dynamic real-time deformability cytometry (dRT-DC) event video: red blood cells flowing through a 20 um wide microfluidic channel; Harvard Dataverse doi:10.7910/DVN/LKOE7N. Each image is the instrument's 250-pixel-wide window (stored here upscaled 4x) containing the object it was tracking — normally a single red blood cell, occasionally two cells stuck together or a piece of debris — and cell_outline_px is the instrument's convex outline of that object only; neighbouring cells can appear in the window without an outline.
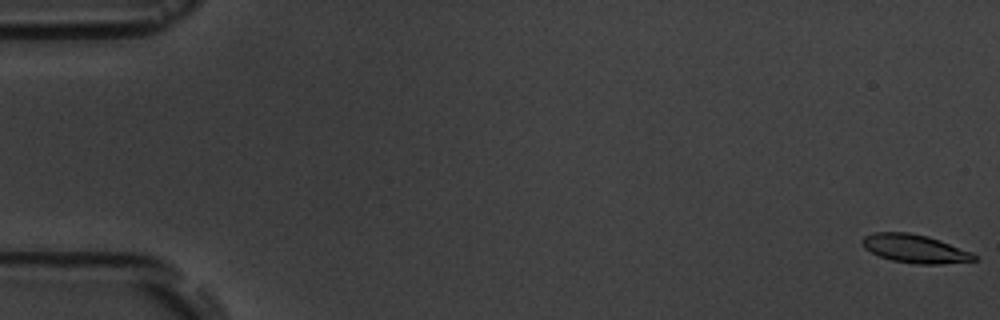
{"species": "common noctule bat (a hibernating species)", "species_latin": "Nyctalus noctula", "temperature_condition": "room temperature", "stored_images_in_passage": 4, "camera_frame_rate_fps": 3000, "um_per_image_px": 0.085, "animal": {"sex": "male", "body_mass_g": 19.5, "forearm_length_mm": 54.6}, "frame": {"image": 1, "passage_image": 1, "time_ms": 0.0, "image_size_px": [1000, 320], "cell_outline_px": [[976, 260], [940, 264], [916, 264], [892, 260], [880, 256], [864, 248], [860, 240], [864, 236], [872, 232], [908, 232], [928, 236], [940, 240], [972, 252], [976, 256]], "centroid_in_image_um": [77.74, 21.12], "position_along_channel_um": 7.3, "area_um2": 18.5}}
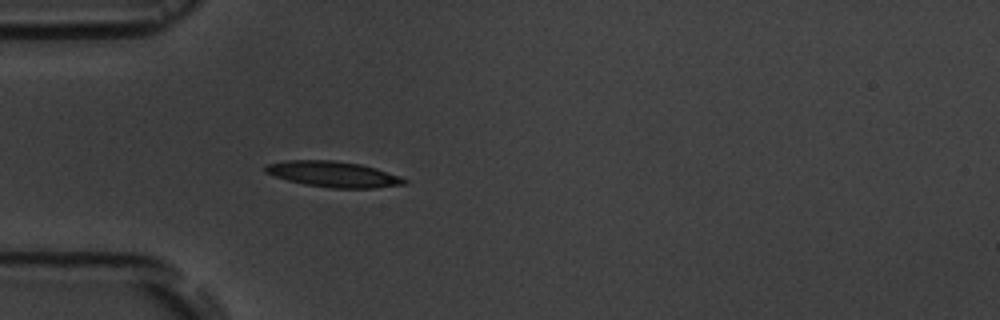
{"frame": {"image": 2, "passage_image": 4, "time_ms": 5.333, "image_size_px": [1000, 320], "cell_outline_px": [[408, 184], [376, 188], [332, 188], [304, 184], [288, 180], [264, 172], [264, 168], [268, 164], [284, 160], [332, 160], [360, 164], [376, 168], [400, 176], [408, 180]], "centroid_in_image_um": [28.37, 14.81], "position_along_channel_um": 56.6, "area_um2": 20.87}}